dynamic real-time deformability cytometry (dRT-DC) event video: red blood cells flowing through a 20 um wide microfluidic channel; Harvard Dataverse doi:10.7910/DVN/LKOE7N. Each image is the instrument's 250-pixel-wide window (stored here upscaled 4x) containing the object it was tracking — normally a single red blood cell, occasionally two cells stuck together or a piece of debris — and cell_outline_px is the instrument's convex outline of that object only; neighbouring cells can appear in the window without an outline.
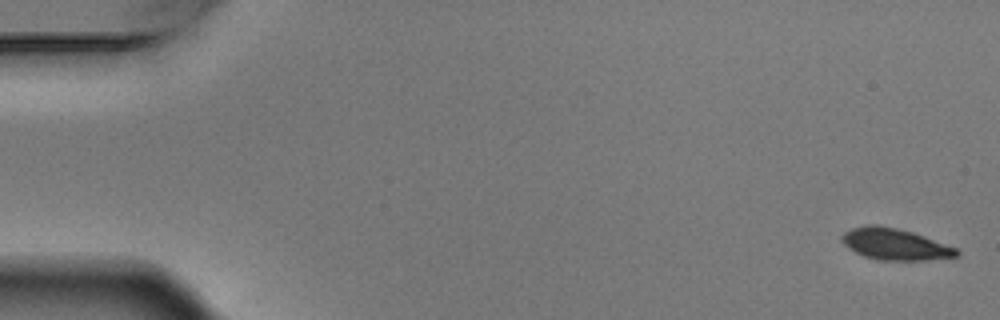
{"species": "Egyptian fruit bat (a non-hibernating species)", "species_latin": "Rousettus aegyptiacus", "temperature_condition": "warm", "stored_images_in_passage": 3, "camera_frame_rate_fps": 3000, "um_per_image_px": 0.085, "animal": {"sex": "male"}, "frame": {"image": 1, "passage_image": 1, "time_ms": 0.0, "image_size_px": [1000, 320], "cell_outline_px": [[960, 252], [956, 256], [924, 260], [880, 260], [864, 256], [848, 248], [840, 240], [840, 236], [844, 232], [852, 228], [868, 224], [876, 224], [896, 228], [912, 232], [924, 236], [956, 248]], "centroid_in_image_um": [76.02, 20.75], "position_along_channel_um": 9.0, "area_um2": 20.87}}